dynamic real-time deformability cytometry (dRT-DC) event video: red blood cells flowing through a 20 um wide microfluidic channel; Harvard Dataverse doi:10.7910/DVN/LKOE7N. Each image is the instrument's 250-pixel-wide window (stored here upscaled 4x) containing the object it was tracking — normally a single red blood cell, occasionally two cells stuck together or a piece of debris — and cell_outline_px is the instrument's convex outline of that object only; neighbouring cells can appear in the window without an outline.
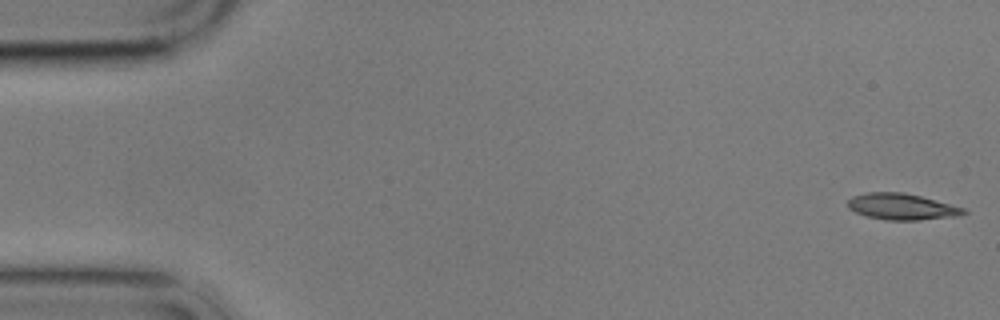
{"species": "common noctule bat (a hibernating species)", "species_latin": "Nyctalus noctula", "temperature_condition": "cold", "stored_images_in_passage": 6, "camera_frame_rate_fps": 3000, "um_per_image_px": 0.085, "animal": {"sex": "male", "body_mass_g": 17.9}, "frame": {"image": 1, "passage_image": 1, "time_ms": 0.0, "image_size_px": [1000, 320], "cell_outline_px": [[968, 212], [956, 216], [920, 220], [884, 220], [864, 216], [848, 208], [848, 200], [852, 196], [868, 192], [904, 192], [968, 208]], "centroid_in_image_um": [76.67, 17.57], "position_along_channel_um": 8.3, "area_um2": 17.92}}
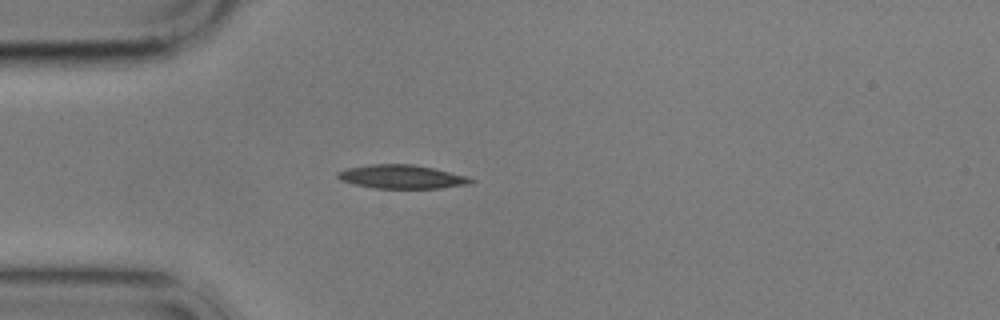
{"frame": {"image": 2, "passage_image": 4, "time_ms": 4.667, "image_size_px": [1000, 320], "cell_outline_px": [[476, 180], [472, 184], [440, 188], [376, 188], [356, 184], [340, 180], [336, 176], [336, 172], [344, 168], [372, 164], [412, 164], [432, 168], [468, 176]], "centroid_in_image_um": [34.16, 15.02], "position_along_channel_um": 50.8, "area_um2": 18.44}}